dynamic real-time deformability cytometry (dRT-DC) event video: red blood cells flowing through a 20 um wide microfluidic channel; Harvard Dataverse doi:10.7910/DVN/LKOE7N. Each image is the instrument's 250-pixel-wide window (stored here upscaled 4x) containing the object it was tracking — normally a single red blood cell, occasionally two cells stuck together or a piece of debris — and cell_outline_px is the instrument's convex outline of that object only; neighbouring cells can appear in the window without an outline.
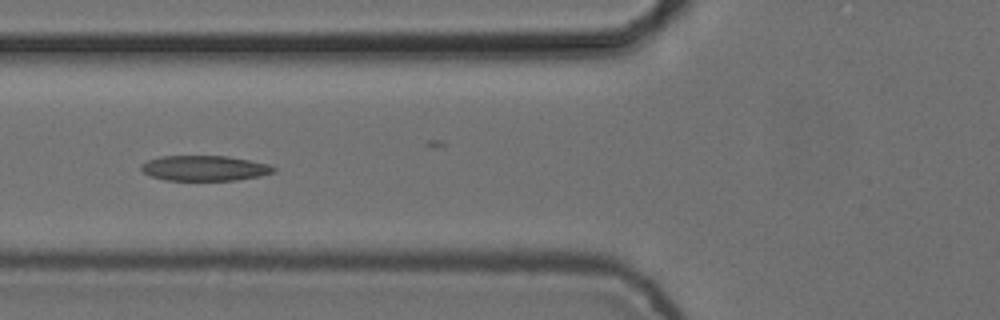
{"species": "common noctule bat (a hibernating species)", "species_latin": "Nyctalus noctula", "temperature_condition": "cold", "stored_images_in_passage": 8, "camera_frame_rate_fps": 3000, "um_per_image_px": 0.085, "animal": {"sex": "female", "body_mass_g": 24.6, "forearm_length_mm": 56.2}, "frame": {"image": 1, "passage_image": 6, "time_ms": 1.667, "image_size_px": [1000, 320], "cell_outline_px": [[276, 172], [260, 176], [236, 180], [164, 180], [152, 176], [144, 172], [140, 168], [140, 164], [148, 160], [160, 156], [228, 156], [268, 164], [276, 168]], "centroid_in_image_um": [17.39, 14.29], "position_along_channel_um": 108.4, "area_um2": 19.48}}
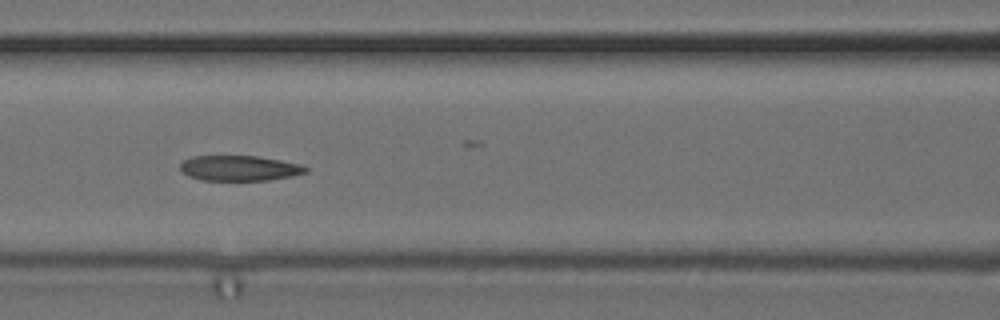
{"frame": {"image": 2, "passage_image": 7, "time_ms": 2.0, "image_size_px": [1000, 320], "cell_outline_px": [[308, 172], [292, 176], [268, 180], [200, 180], [188, 176], [180, 172], [180, 164], [184, 160], [192, 156], [256, 156], [280, 160], [300, 164], [308, 168]], "centroid_in_image_um": [20.32, 14.3], "position_along_channel_um": 146.3, "area_um2": 18.55}}
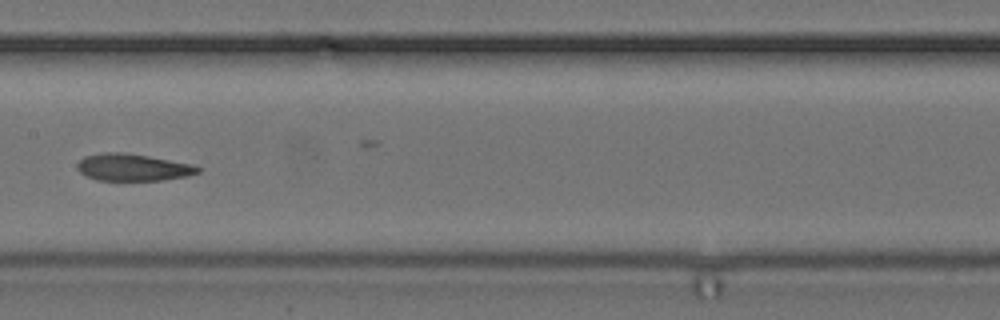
{"frame": {"image": 3, "passage_image": 8, "time_ms": 2.333, "image_size_px": [1000, 320], "cell_outline_px": [[200, 172], [188, 176], [160, 180], [96, 180], [84, 176], [76, 168], [76, 164], [84, 156], [104, 152], [124, 152], [148, 156], [192, 164], [200, 168]], "centroid_in_image_um": [11.25, 14.22], "position_along_channel_um": 196.2, "area_um2": 19.07}}